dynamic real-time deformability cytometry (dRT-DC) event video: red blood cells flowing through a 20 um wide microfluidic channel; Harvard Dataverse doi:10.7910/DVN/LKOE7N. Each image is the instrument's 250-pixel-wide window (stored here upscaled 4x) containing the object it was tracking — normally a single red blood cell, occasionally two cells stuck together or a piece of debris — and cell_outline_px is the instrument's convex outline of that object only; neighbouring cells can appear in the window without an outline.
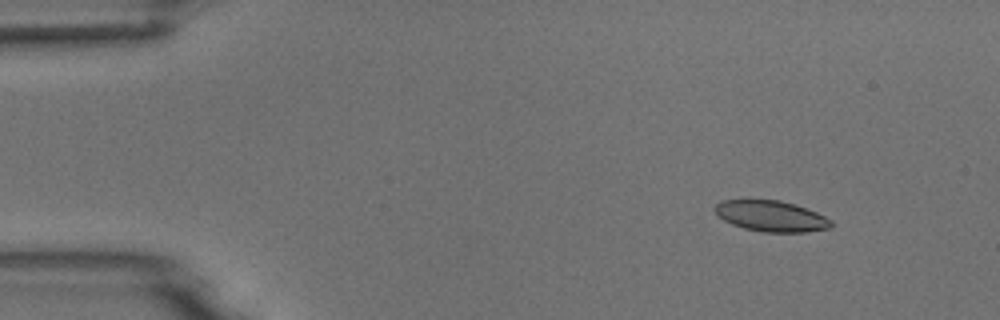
{"species": "common noctule bat (a hibernating species)", "species_latin": "Nyctalus noctula", "temperature_condition": "room temperature", "stored_images_in_passage": 3, "camera_frame_rate_fps": 3000, "um_per_image_px": 0.085, "animal": {"sex": "male", "body_mass_g": 18.8}, "frame": {"image": 1, "passage_image": 1, "time_ms": 0.0, "image_size_px": [1000, 320], "cell_outline_px": [[832, 228], [804, 232], [764, 232], [744, 228], [732, 224], [724, 220], [712, 208], [720, 200], [780, 200], [816, 212], [832, 220]], "centroid_in_image_um": [65.54, 18.37], "position_along_channel_um": 19.5, "area_um2": 20.75}}